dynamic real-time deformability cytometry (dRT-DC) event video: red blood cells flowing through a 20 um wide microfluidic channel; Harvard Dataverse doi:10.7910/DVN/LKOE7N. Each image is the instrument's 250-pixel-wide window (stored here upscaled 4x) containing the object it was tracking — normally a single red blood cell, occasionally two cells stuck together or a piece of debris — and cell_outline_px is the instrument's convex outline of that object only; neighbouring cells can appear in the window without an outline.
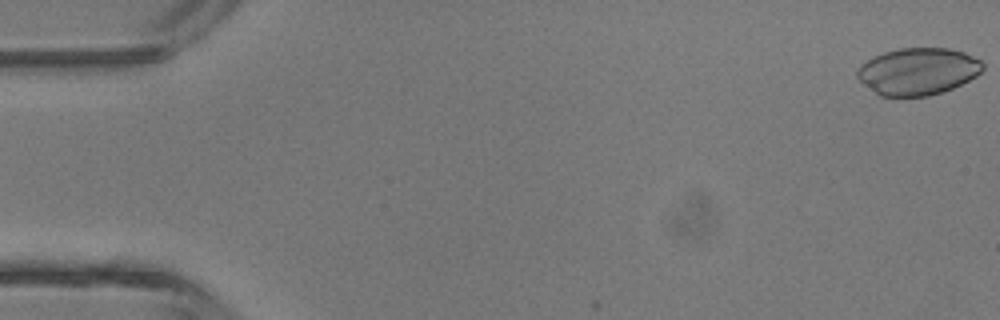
{"species": "common noctule bat (a hibernating species)", "species_latin": "Nyctalus noctula", "temperature_condition": "room temperature", "stored_images_in_passage": 3, "camera_frame_rate_fps": 3000, "um_per_image_px": 0.085, "animal": {"sex": "male", "body_mass_g": 13.3}, "frame": {"image": 1, "passage_image": 1, "time_ms": 0.0, "image_size_px": [1000, 320], "cell_outline_px": [[984, 68], [976, 76], [944, 92], [928, 96], [880, 96], [864, 84], [856, 76], [856, 72], [860, 64], [884, 52], [900, 48], [948, 48], [964, 52], [980, 60], [984, 64]], "centroid_in_image_um": [78.02, 6.06], "position_along_channel_um": 7.0, "area_um2": 34.28}}